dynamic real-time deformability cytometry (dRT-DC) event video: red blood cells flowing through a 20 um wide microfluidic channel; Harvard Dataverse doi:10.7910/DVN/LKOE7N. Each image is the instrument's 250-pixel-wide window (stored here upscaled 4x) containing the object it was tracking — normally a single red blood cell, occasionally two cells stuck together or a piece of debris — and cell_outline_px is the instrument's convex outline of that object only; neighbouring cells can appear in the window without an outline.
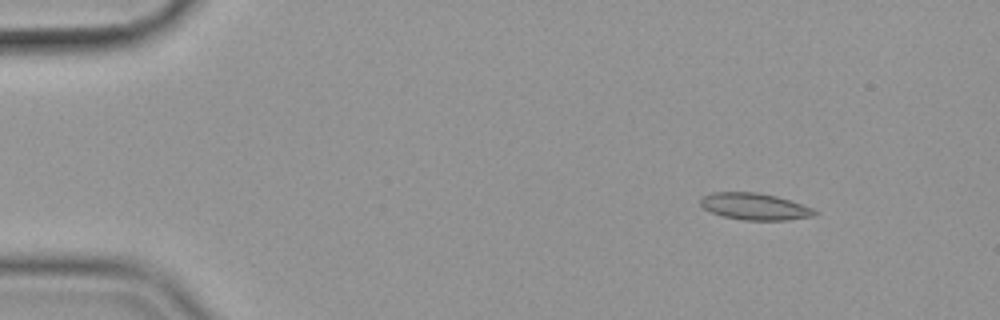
{"species": "common noctule bat (a hibernating species)", "species_latin": "Nyctalus noctula", "temperature_condition": "cold", "stored_images_in_passage": 50, "camera_frame_rate_fps": 3000, "um_per_image_px": 0.085, "animal": {"sex": "female", "body_mass_g": 19.9}, "frame": {"image": 1, "passage_image": 1, "time_ms": 0.0, "image_size_px": [1000, 320], "cell_outline_px": [[820, 212], [812, 216], [788, 220], [744, 220], [724, 216], [712, 212], [704, 208], [700, 204], [700, 200], [704, 196], [712, 192], [756, 192], [776, 196], [812, 208]], "centroid_in_image_um": [64.15, 17.55], "position_along_channel_um": 20.9, "area_um2": 17.57}}
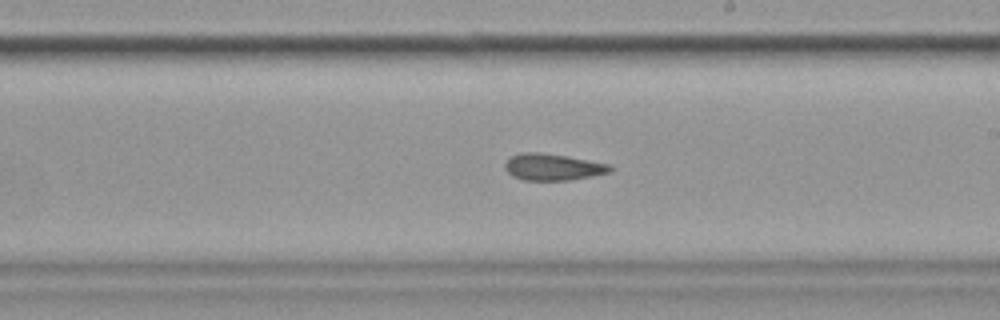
{"frame": {"image": 2, "passage_image": 27, "time_ms": 8.667, "image_size_px": [1000, 320], "cell_outline_px": [[612, 172], [572, 180], [524, 180], [512, 176], [504, 168], [504, 164], [512, 156], [524, 152], [540, 152], [568, 156], [608, 164], [612, 168]], "centroid_in_image_um": [46.99, 14.2], "position_along_channel_um": 242.0, "area_um2": 16.3}}
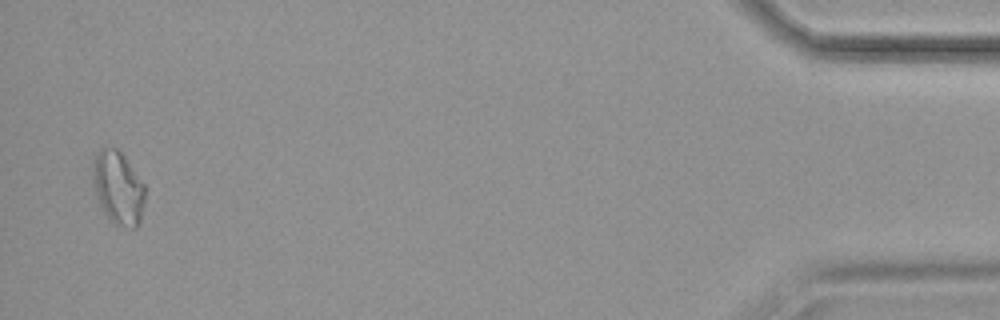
{"frame": {"image": 3, "passage_image": 49, "time_ms": 16.0, "image_size_px": [1000, 320], "cell_outline_px": [[144, 204], [140, 220], [136, 228], [132, 228], [116, 224], [104, 212], [96, 200], [92, 184], [92, 160], [100, 148], [116, 148], [124, 156], [144, 184]], "centroid_in_image_um": [10.0, 15.95], "position_along_channel_um": 425.2, "area_um2": 22.31}, "authors_computed_cell_mechanics": {"area_um2": 16.9354, "velocity_mm_per_s": 3.5824, "shape_relaxation_time_tau1_ms": null, "shape_relaxation_time_tau2_ms": 4.0036, "deformation_change_tau1": null, "deformation_change_tau2": 0.101}}